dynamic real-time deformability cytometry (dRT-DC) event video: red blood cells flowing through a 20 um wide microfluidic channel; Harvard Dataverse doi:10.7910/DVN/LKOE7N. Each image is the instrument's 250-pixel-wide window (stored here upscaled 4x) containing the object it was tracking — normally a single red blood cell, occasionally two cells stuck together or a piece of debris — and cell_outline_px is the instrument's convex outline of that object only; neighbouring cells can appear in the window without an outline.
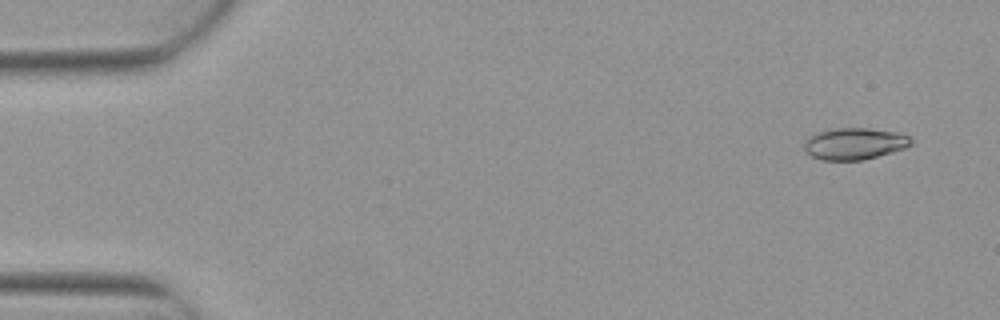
{"species": "Egyptian fruit bat (a non-hibernating species)", "species_latin": "Rousettus aegyptiacus", "temperature_condition": "warm", "stored_images_in_passage": 4, "camera_frame_rate_fps": 3000, "um_per_image_px": 0.085, "animal": {"sex": "female"}, "frame": {"image": 1, "passage_image": 1, "time_ms": 0.0, "image_size_px": [1000, 320], "cell_outline_px": [[912, 144], [904, 148], [892, 152], [864, 160], [824, 160], [812, 156], [804, 148], [804, 140], [808, 136], [816, 132], [836, 128], [868, 128], [896, 132], [908, 136], [912, 140]], "centroid_in_image_um": [72.61, 12.21], "position_along_channel_um": 12.4, "area_um2": 19.71}}
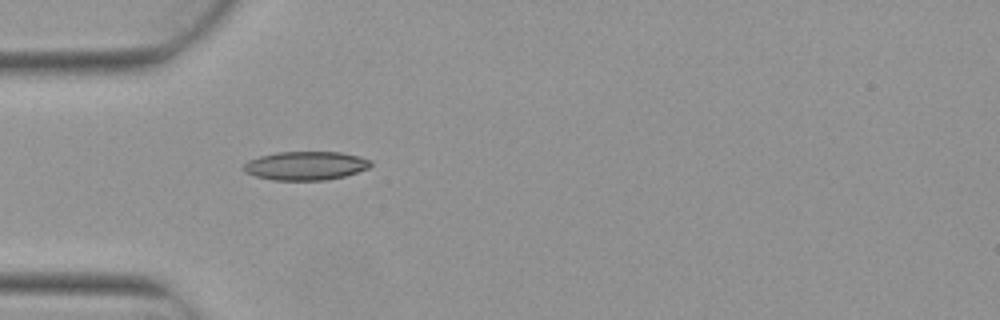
{"frame": {"image": 2, "passage_image": 4, "time_ms": 1.0, "image_size_px": [1000, 320], "cell_outline_px": [[372, 164], [368, 168], [344, 176], [324, 180], [272, 180], [256, 176], [244, 172], [244, 164], [248, 160], [260, 156], [276, 152], [340, 152], [360, 156], [372, 160]], "centroid_in_image_um": [25.98, 14.08], "position_along_channel_um": 59.0, "area_um2": 21.21}}